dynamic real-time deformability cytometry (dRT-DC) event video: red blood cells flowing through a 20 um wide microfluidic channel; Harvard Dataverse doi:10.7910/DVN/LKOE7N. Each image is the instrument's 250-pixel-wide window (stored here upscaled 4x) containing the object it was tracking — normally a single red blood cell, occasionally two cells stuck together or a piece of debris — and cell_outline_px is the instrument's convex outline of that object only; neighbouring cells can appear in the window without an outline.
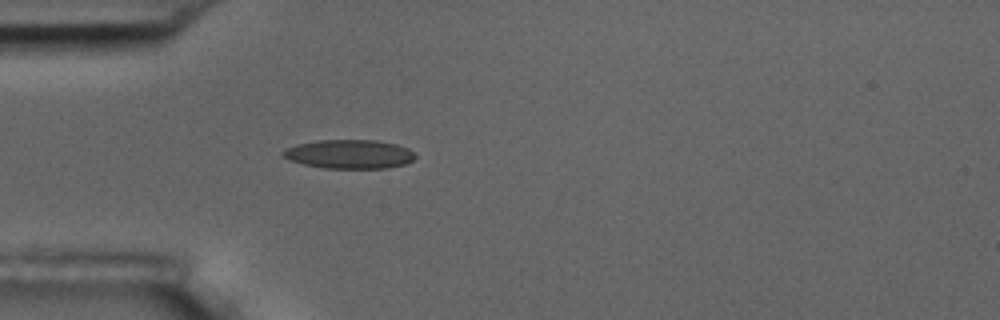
{"species": "common noctule bat (a hibernating species)", "species_latin": "Nyctalus noctula", "temperature_condition": "room temperature", "stored_images_in_passage": 1, "camera_frame_rate_fps": 3000, "um_per_image_px": 0.085, "animal": {"sex": "male", "body_mass_g": 17.5, "forearm_length_mm": 52.3}, "frame": {"image": 1, "passage_image": 1, "time_ms": 0.0, "image_size_px": [1000, 320], "cell_outline_px": [[416, 156], [412, 160], [404, 164], [388, 168], [324, 168], [304, 164], [280, 156], [280, 152], [284, 148], [296, 144], [316, 140], [376, 140], [396, 144], [408, 148]], "centroid_in_image_um": [29.65, 13.09], "position_along_channel_um": 55.4, "area_um2": 22.37}}